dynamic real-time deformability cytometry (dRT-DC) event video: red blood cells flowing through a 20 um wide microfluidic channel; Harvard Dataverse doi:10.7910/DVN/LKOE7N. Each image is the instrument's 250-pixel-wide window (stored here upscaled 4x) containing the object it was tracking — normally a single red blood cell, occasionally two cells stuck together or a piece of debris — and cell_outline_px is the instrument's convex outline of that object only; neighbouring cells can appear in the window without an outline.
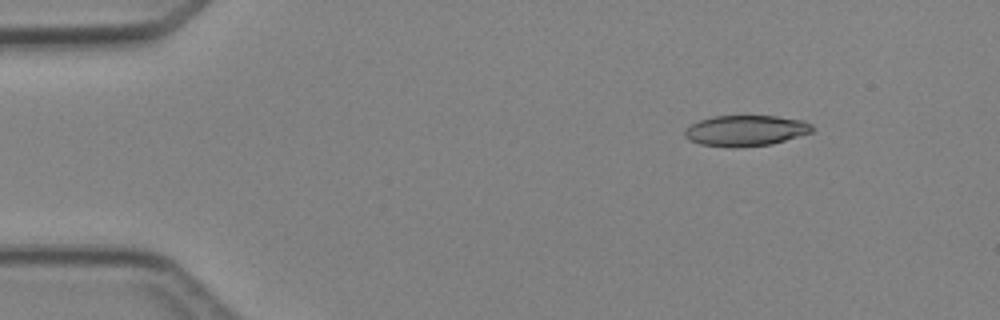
{"species": "Egyptian fruit bat (a non-hibernating species)", "species_latin": "Rousettus aegyptiacus", "temperature_condition": "cold", "stored_images_in_passage": 3, "camera_frame_rate_fps": 3000, "um_per_image_px": 0.085, "animal": {"sex": "female"}, "frame": {"image": 1, "passage_image": 1, "time_ms": 0.0, "image_size_px": [1000, 320], "cell_outline_px": [[816, 128], [812, 132], [772, 144], [740, 148], [732, 148], [700, 144], [688, 140], [684, 136], [684, 132], [692, 124], [700, 120], [712, 116], [776, 116], [804, 120], [812, 124]], "centroid_in_image_um": [63.41, 11.11], "position_along_channel_um": 21.6, "area_um2": 23.12}}
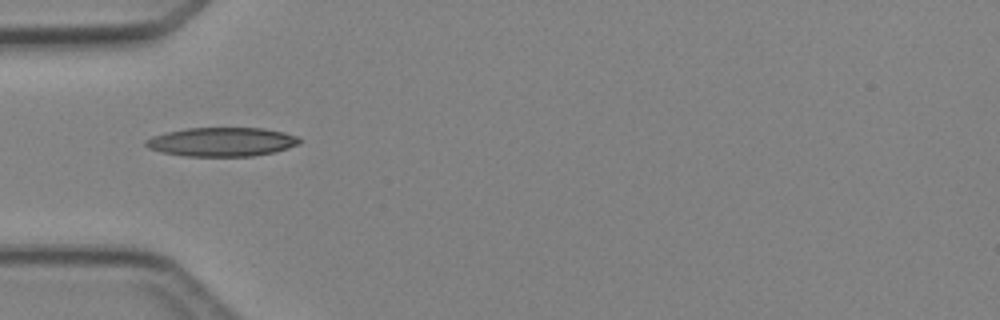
{"frame": {"image": 2, "passage_image": 3, "time_ms": 3.0, "image_size_px": [1000, 320], "cell_outline_px": [[300, 144], [276, 152], [252, 156], [184, 156], [160, 152], [148, 148], [144, 144], [144, 140], [152, 136], [168, 132], [188, 128], [264, 128], [284, 132], [300, 136]], "centroid_in_image_um": [18.87, 12.06], "position_along_channel_um": 66.1, "area_um2": 26.13}}